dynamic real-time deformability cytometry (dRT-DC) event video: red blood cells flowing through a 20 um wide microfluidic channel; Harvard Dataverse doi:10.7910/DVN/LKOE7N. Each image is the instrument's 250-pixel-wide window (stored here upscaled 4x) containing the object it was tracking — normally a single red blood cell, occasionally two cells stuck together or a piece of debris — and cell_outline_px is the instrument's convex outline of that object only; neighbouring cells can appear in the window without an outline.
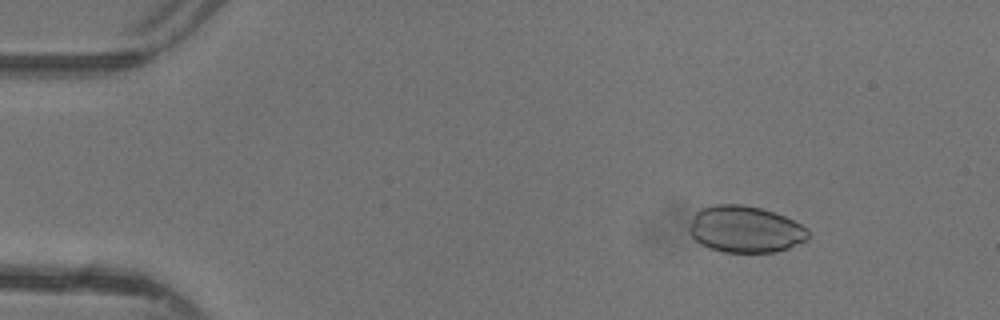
{"species": "common noctule bat (a hibernating species)", "species_latin": "Nyctalus noctula", "temperature_condition": "warm", "stored_images_in_passage": 47, "camera_frame_rate_fps": 3000, "um_per_image_px": 0.085, "animal": {"sex": "female"}, "frame": {"image": 1, "passage_image": 6, "time_ms": 1.667, "image_size_px": [1000, 320], "cell_outline_px": [[808, 240], [788, 248], [776, 252], [724, 252], [700, 244], [692, 236], [688, 228], [692, 216], [700, 208], [716, 204], [744, 204], [760, 208], [784, 216], [800, 224], [808, 232]], "centroid_in_image_um": [63.31, 19.48], "position_along_channel_um": 21.7, "area_um2": 32.25}}
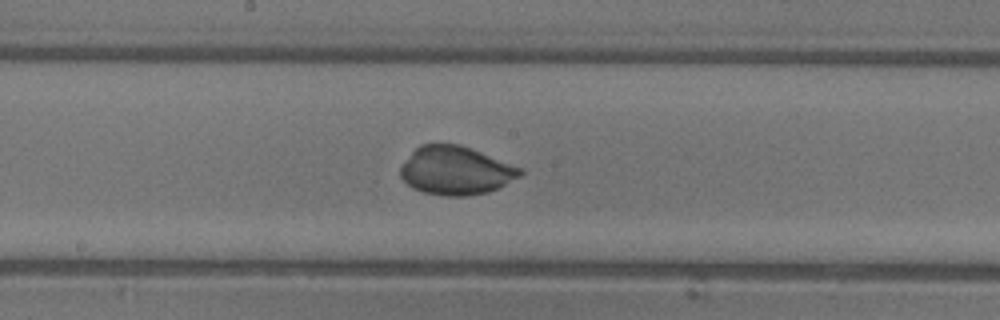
{"frame": {"image": 2, "passage_image": 25, "time_ms": 8.0, "image_size_px": [1000, 320], "cell_outline_px": [[524, 172], [520, 176], [500, 188], [488, 192], [468, 196], [444, 196], [424, 192], [412, 188], [400, 176], [400, 168], [412, 152], [420, 144], [460, 144], [524, 168]], "centroid_in_image_um": [38.78, 14.5], "position_along_channel_um": 209.4, "area_um2": 33.93}}
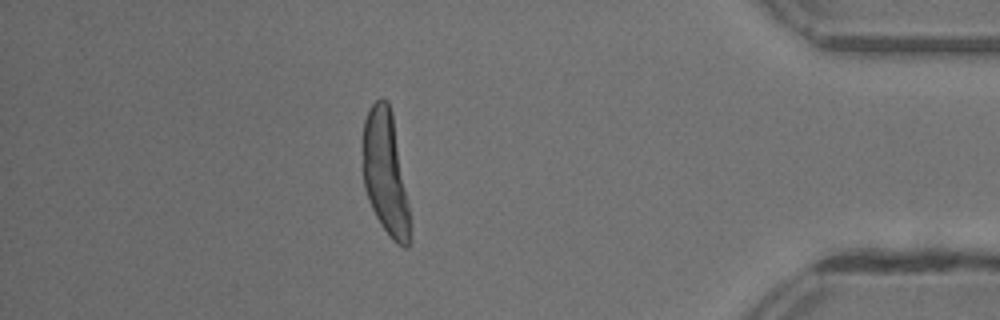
{"frame": {"image": 3, "passage_image": 41, "time_ms": 13.333, "image_size_px": [1000, 320], "cell_outline_px": [[412, 240], [408, 248], [404, 248], [396, 244], [392, 240], [376, 216], [368, 200], [364, 188], [364, 120], [372, 104], [380, 96], [388, 100], [392, 112], [408, 204]], "centroid_in_image_um": [32.78, 14.75], "position_along_channel_um": 402.4, "area_um2": 33.76}}